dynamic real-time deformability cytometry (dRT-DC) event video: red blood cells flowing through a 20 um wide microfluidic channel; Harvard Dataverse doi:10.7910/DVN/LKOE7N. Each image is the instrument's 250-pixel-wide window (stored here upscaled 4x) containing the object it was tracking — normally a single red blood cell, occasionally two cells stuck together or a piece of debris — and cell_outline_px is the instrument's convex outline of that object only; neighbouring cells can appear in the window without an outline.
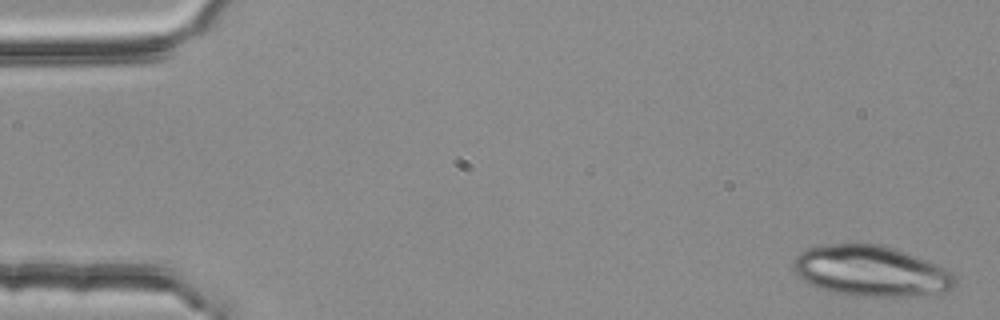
{"species": "common noctule bat (a hibernating species)", "species_latin": "Nyctalus noctula", "temperature_condition": "room temperature", "stored_images_in_passage": 3, "camera_frame_rate_fps": 3000, "um_per_image_px": 0.085, "animal": {"sex": "female", "body_mass_g": 25.1}, "frame": {"image": 1, "passage_image": 1, "time_ms": 0.0, "image_size_px": [1000, 320], "cell_outline_px": [[956, 284], [952, 288], [944, 292], [920, 296], [860, 296], [832, 292], [808, 284], [792, 268], [792, 260], [800, 252], [808, 248], [856, 240], [876, 244], [892, 248], [916, 256], [936, 264], [952, 272], [956, 276]], "centroid_in_image_um": [74.02, 23.02], "position_along_channel_um": 11.0, "area_um2": 48.21}}